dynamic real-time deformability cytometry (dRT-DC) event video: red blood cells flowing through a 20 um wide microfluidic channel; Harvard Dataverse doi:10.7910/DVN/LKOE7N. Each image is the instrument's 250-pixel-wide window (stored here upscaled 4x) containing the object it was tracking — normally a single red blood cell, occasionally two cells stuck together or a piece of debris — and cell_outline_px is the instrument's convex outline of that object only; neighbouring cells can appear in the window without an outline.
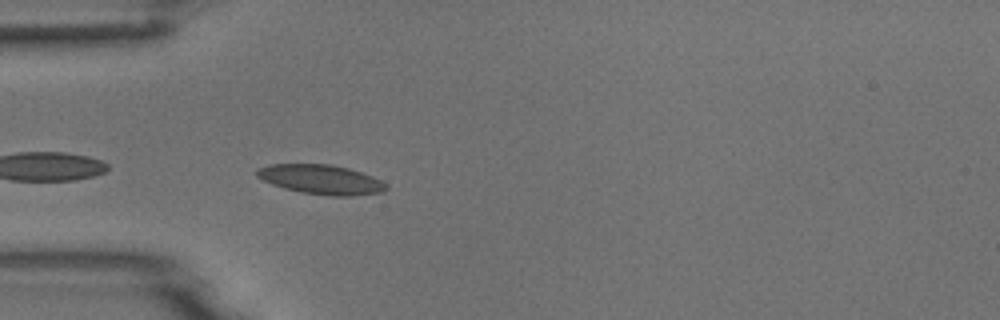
{"species": "common noctule bat (a hibernating species)", "species_latin": "Nyctalus noctula", "temperature_condition": "room temperature", "stored_images_in_passage": 3, "camera_frame_rate_fps": 3000, "um_per_image_px": 0.085, "animal": {"sex": "male", "body_mass_g": 18.8}, "frame": {"image": 1, "passage_image": 3, "time_ms": 3.0, "image_size_px": [1000, 320], "cell_outline_px": [[388, 188], [380, 192], [352, 196], [332, 196], [300, 192], [284, 188], [272, 184], [256, 176], [256, 168], [268, 164], [332, 164], [348, 168], [372, 176], [388, 184]], "centroid_in_image_um": [27.27, 15.25], "position_along_channel_um": 57.7, "area_um2": 22.25}}